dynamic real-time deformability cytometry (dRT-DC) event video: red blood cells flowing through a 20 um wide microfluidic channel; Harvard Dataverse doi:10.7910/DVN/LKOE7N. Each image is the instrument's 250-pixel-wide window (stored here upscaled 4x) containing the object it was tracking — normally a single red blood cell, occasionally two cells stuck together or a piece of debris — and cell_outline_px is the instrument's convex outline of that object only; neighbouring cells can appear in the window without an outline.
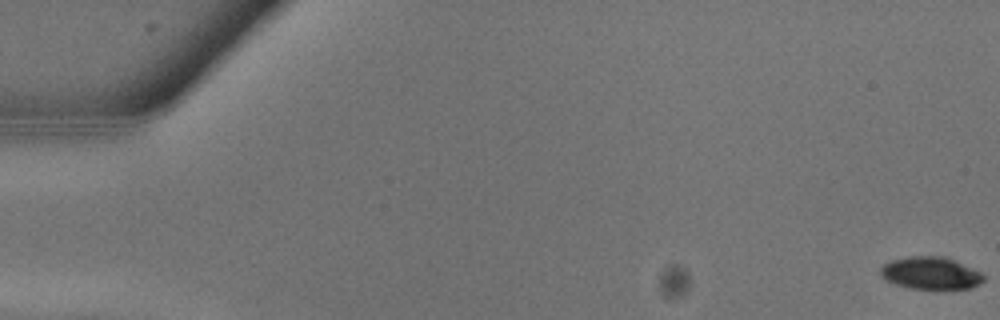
{"species": "common noctule bat (a hibernating species)", "species_latin": "Nyctalus noctula", "temperature_condition": "warm", "stored_images_in_passage": 7, "camera_frame_rate_fps": 3000, "um_per_image_px": 0.085, "animal": {"sex": "male", "body_mass_g": 13.3}, "frame": {"image": 1, "passage_image": 1, "time_ms": 0.0, "image_size_px": [1000, 320], "cell_outline_px": [[984, 280], [980, 284], [968, 288], [912, 288], [896, 284], [880, 276], [880, 268], [884, 264], [892, 260], [912, 256], [944, 256], [980, 272], [984, 276]], "centroid_in_image_um": [79.09, 23.2], "position_along_channel_um": 5.9, "area_um2": 19.02}}
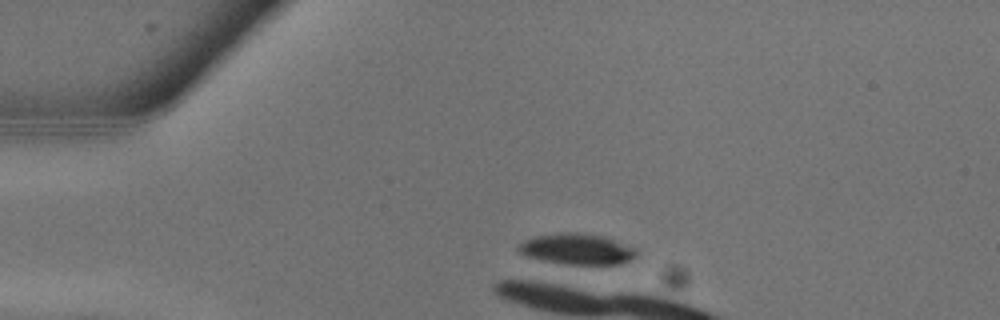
{"frame": {"image": 2, "passage_image": 7, "time_ms": 2.0, "image_size_px": [1000, 320], "cell_outline_px": [[636, 256], [620, 264], [564, 264], [544, 260], [528, 256], [520, 252], [516, 248], [524, 240], [536, 236], [572, 232], [576, 232], [604, 236], [636, 248]], "centroid_in_image_um": [49.06, 21.17], "position_along_channel_um": 35.9, "area_um2": 20.87}}